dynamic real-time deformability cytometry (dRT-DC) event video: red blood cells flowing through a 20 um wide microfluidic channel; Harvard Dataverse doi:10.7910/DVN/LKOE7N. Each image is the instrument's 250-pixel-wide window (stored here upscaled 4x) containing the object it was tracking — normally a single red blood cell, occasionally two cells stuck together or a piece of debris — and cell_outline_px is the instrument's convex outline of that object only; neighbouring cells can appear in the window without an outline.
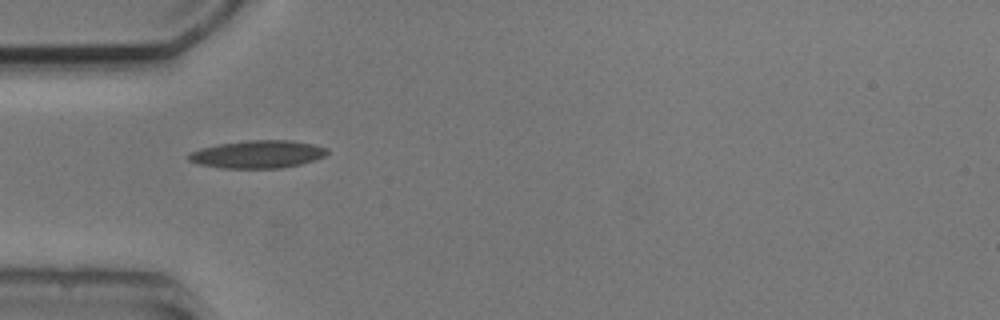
{"species": "common noctule bat (a hibernating species)", "species_latin": "Nyctalus noctula", "temperature_condition": "cold", "stored_images_in_passage": 3, "camera_frame_rate_fps": 3000, "um_per_image_px": 0.085, "animal": {"sex": "male", "body_mass_g": 20.5, "forearm_length_mm": 52.5}, "frame": {"image": 1, "passage_image": 1, "time_ms": 0.0, "image_size_px": [1000, 320], "cell_outline_px": [[328, 152], [324, 156], [300, 164], [280, 168], [220, 168], [196, 164], [188, 160], [188, 152], [200, 148], [220, 144], [248, 140], [292, 140], [312, 144], [328, 148]], "centroid_in_image_um": [21.85, 13.11], "position_along_channel_um": 63.1, "area_um2": 22.43}}